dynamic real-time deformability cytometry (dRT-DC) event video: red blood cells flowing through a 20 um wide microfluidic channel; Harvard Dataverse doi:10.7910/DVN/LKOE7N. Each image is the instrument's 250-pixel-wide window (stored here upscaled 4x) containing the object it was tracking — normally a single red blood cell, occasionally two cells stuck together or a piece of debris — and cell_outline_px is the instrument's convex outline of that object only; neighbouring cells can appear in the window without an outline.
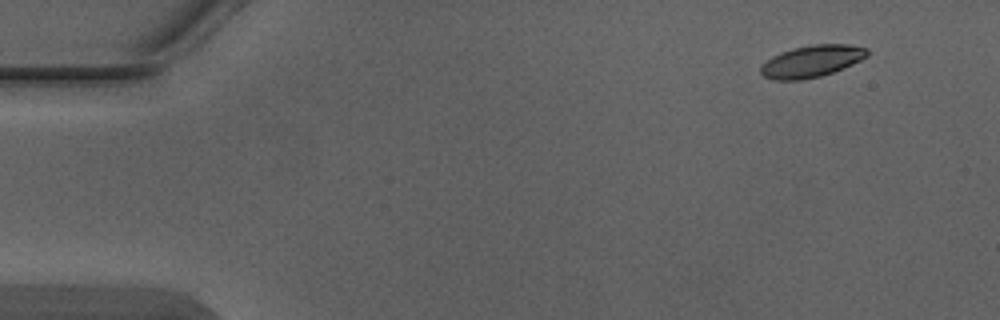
{"species": "Egyptian fruit bat (a non-hibernating species)", "species_latin": "Rousettus aegyptiacus", "temperature_condition": "warm", "stored_images_in_passage": 4, "camera_frame_rate_fps": 3000, "um_per_image_px": 0.085, "animal": {"sex": "male"}, "frame": {"image": 1, "passage_image": 1, "time_ms": 0.0, "image_size_px": [1000, 320], "cell_outline_px": [[868, 56], [852, 64], [832, 72], [820, 76], [800, 80], [772, 80], [764, 76], [760, 72], [760, 64], [772, 56], [780, 52], [792, 48], [812, 44], [848, 44], [868, 48]], "centroid_in_image_um": [68.96, 5.2], "position_along_channel_um": 16.0, "area_um2": 19.88}}